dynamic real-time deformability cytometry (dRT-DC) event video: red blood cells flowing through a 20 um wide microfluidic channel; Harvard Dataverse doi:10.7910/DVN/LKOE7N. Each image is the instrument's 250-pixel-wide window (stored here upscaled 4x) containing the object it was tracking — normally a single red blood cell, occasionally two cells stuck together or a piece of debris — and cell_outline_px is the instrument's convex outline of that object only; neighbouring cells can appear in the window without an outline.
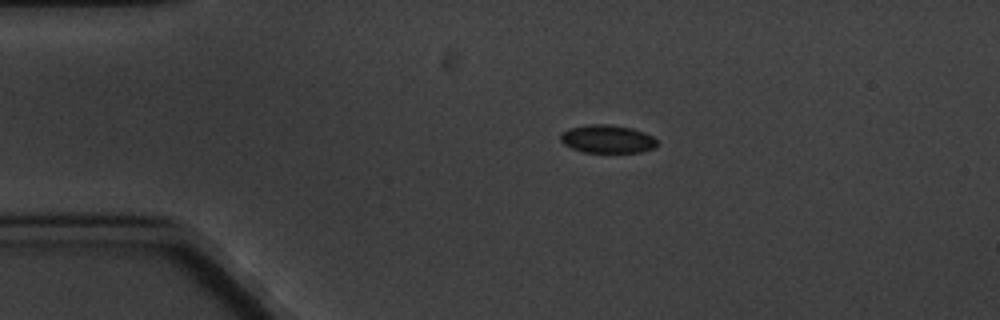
{"species": "common noctule bat (a hibernating species)", "species_latin": "Nyctalus noctula", "temperature_condition": "cold", "stored_images_in_passage": 6, "camera_frame_rate_fps": 3000, "um_per_image_px": 0.085, "animal": {"sex": "male", "body_mass_g": 20.1, "forearm_length_mm": 53.5}, "frame": {"image": 1, "passage_image": 1, "time_ms": 0.0, "image_size_px": [1000, 320], "cell_outline_px": [[656, 144], [652, 148], [640, 152], [584, 152], [572, 148], [564, 144], [560, 140], [560, 136], [568, 128], [588, 124], [608, 124], [632, 128], [644, 132], [652, 136], [656, 140]], "centroid_in_image_um": [51.6, 11.8], "position_along_channel_um": 33.4, "area_um2": 15.66}}
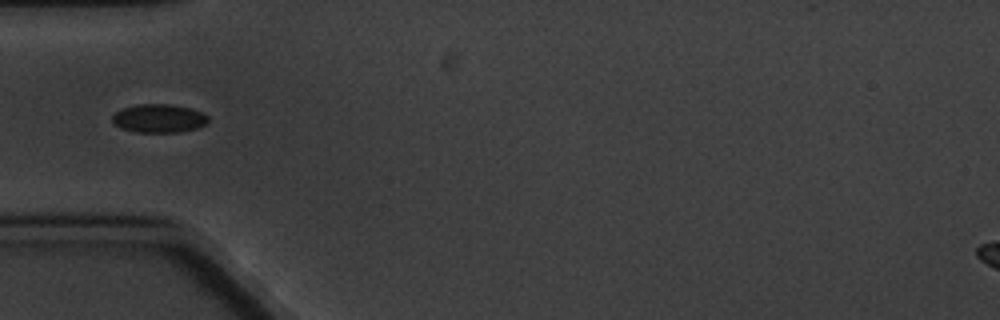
{"frame": {"image": 2, "passage_image": 3, "time_ms": 2.333, "image_size_px": [1000, 320], "cell_outline_px": [[208, 124], [196, 128], [180, 132], [136, 132], [120, 128], [112, 120], [112, 116], [120, 108], [136, 104], [168, 104], [192, 108], [208, 116]], "centroid_in_image_um": [13.5, 10.06], "position_along_channel_um": 71.5, "area_um2": 16.01}}
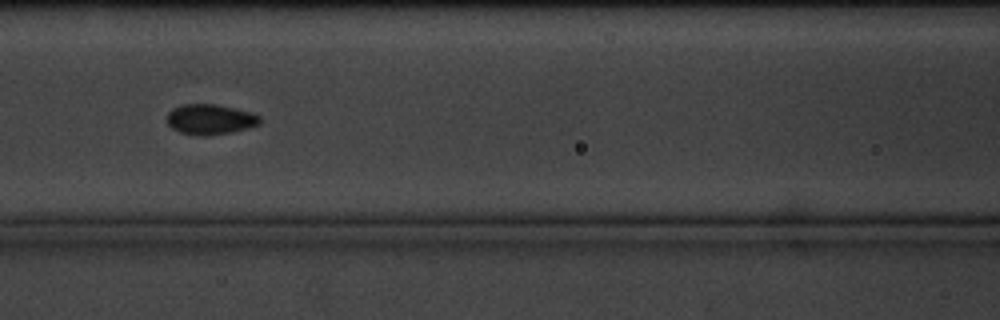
{"frame": {"image": 3, "passage_image": 5, "time_ms": 4.667, "image_size_px": [1000, 320], "cell_outline_px": [[260, 124], [248, 128], [232, 132], [204, 136], [180, 132], [172, 128], [168, 124], [168, 112], [172, 108], [180, 104], [216, 104], [252, 112], [260, 116]], "centroid_in_image_um": [17.87, 10.13], "position_along_channel_um": 148.7, "area_um2": 16.42}}